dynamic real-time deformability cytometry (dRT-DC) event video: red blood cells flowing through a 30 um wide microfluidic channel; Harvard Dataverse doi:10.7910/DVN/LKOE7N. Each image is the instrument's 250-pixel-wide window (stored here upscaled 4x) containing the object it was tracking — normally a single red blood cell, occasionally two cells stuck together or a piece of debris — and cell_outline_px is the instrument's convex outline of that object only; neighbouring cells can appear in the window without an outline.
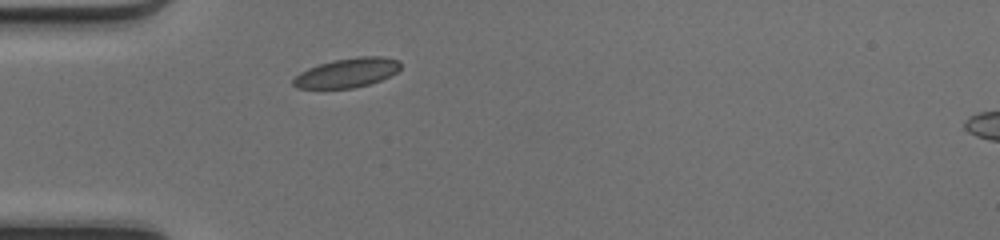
{"species": "common noctule bat (a hibernating species)", "species_latin": "Nyctalus noctula", "temperature_condition": "cold", "stored_images_in_passage": 28, "camera_frame_rate_fps": 3000, "um_per_image_px": 0.085, "animal": {"sex": "female", "body_mass_g": 17.0, "forearm_length_mm": 48.0}, "frame": {"image": 1, "passage_image": 1, "time_ms": 0.0, "image_size_px": [1000, 240], "cell_outline_px": [[400, 68], [396, 72], [380, 80], [368, 84], [352, 88], [296, 88], [292, 84], [292, 80], [300, 72], [308, 68], [332, 60], [356, 56], [380, 56], [400, 60]], "centroid_in_image_um": [29.49, 6.17], "position_along_channel_um": 55.5, "area_um2": 18.26}}
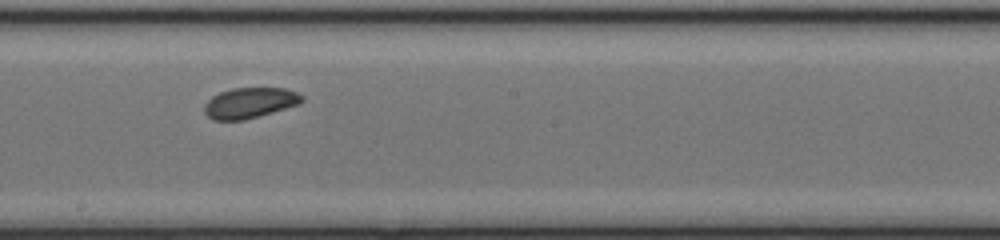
{"frame": {"image": 2, "passage_image": 14, "time_ms": 4.333, "image_size_px": [1000, 240], "cell_outline_px": [[304, 100], [300, 104], [244, 120], [212, 120], [204, 112], [204, 104], [212, 96], [220, 92], [232, 88], [284, 88], [296, 92], [304, 96]], "centroid_in_image_um": [21.23, 8.74], "position_along_channel_um": 227.0, "area_um2": 17.4}}
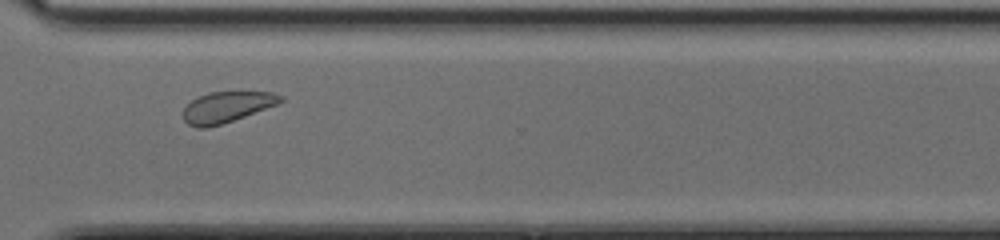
{"frame": {"image": 3, "passage_image": 23, "time_ms": 7.333, "image_size_px": [1000, 240], "cell_outline_px": [[284, 100], [280, 104], [208, 128], [196, 128], [188, 124], [184, 120], [184, 108], [192, 100], [208, 92], [272, 92], [284, 96]], "centroid_in_image_um": [19.31, 9.09], "position_along_channel_um": 351.3, "area_um2": 17.4}, "authors_computed_cell_mechanics": {"area_um2": 17.5712, "velocity_mm_per_s": 4.1454, "shape_relaxation_time_tau1_ms": 3.2889, "shape_relaxation_time_tau2_ms": null, "deformation_change_tau1": 0.0679, "deformation_change_tau2": null}}